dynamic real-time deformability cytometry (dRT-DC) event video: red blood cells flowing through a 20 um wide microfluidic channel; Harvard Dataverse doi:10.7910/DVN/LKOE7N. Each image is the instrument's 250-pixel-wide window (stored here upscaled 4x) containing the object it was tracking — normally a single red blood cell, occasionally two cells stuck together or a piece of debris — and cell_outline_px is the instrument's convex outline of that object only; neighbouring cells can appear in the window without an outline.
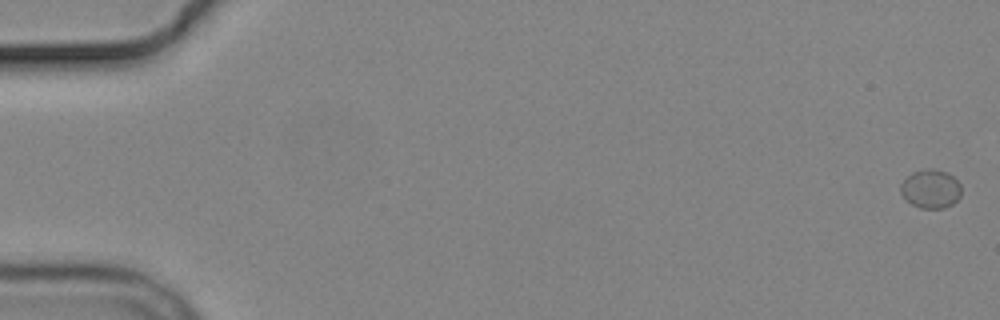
{"species": "common noctule bat (a hibernating species)", "species_latin": "Nyctalus noctula", "temperature_condition": "cold", "stored_images_in_passage": 6, "camera_frame_rate_fps": 3000, "um_per_image_px": 0.085, "animal": {"sex": "male", "body_mass_g": 19.2, "forearm_length_mm": 51.8}, "frame": {"image": 1, "passage_image": 1, "time_ms": 0.0, "image_size_px": [1000, 320], "cell_outline_px": [[960, 196], [952, 204], [944, 208], [920, 208], [912, 204], [900, 192], [900, 184], [912, 172], [924, 168], [932, 168], [948, 172], [960, 184]], "centroid_in_image_um": [79.1, 16.03], "position_along_channel_um": 5.9, "area_um2": 13.64}}
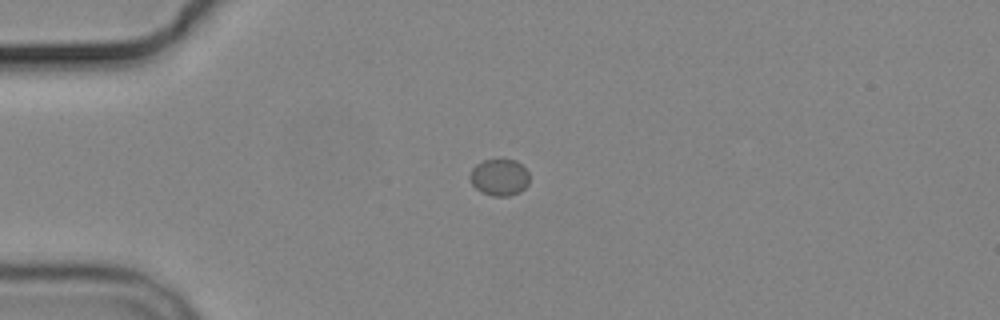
{"frame": {"image": 2, "passage_image": 5, "time_ms": 4.667, "image_size_px": [1000, 320], "cell_outline_px": [[528, 184], [520, 192], [508, 196], [492, 196], [480, 192], [472, 184], [468, 176], [472, 168], [476, 164], [484, 160], [516, 160], [528, 172]], "centroid_in_image_um": [42.42, 15.08], "position_along_channel_um": 42.6, "area_um2": 12.72}}